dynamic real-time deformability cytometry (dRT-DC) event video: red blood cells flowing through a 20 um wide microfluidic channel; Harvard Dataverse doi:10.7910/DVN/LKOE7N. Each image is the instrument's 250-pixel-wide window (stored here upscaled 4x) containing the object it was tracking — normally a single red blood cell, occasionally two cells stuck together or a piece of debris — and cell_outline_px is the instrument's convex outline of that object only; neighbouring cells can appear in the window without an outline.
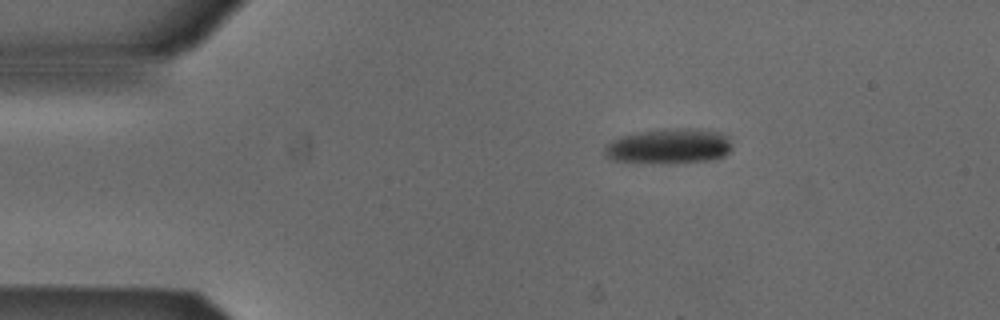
{"species": "Egyptian fruit bat (a non-hibernating species)", "species_latin": "Rousettus aegyptiacus", "temperature_condition": "cold", "stored_images_in_passage": 5, "camera_frame_rate_fps": 3000, "um_per_image_px": 0.085, "animal": {"sex": "male"}, "frame": {"image": 1, "passage_image": 1, "time_ms": 0.0, "image_size_px": [1000, 320], "cell_outline_px": [[732, 148], [724, 156], [708, 160], [660, 164], [616, 160], [604, 156], [604, 148], [612, 140], [620, 136], [640, 132], [664, 128], [700, 128], [720, 132], [728, 136], [732, 144]], "centroid_in_image_um": [56.89, 12.41], "position_along_channel_um": 28.1, "area_um2": 26.36}}
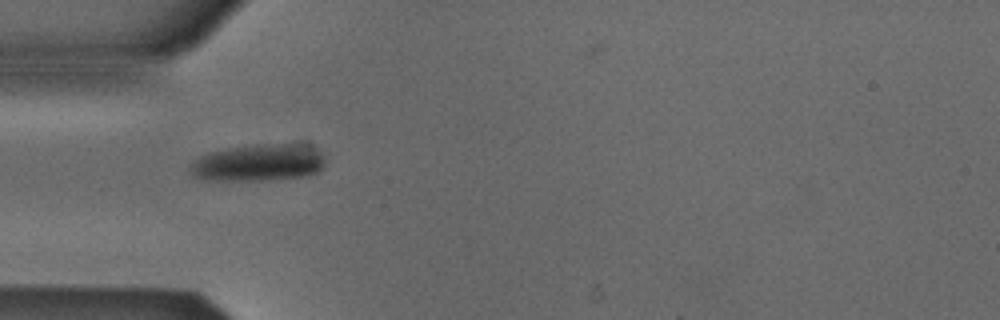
{"frame": {"image": 2, "passage_image": 3, "time_ms": 0.667, "image_size_px": [1000, 320], "cell_outline_px": [[324, 168], [320, 172], [308, 176], [260, 180], [208, 180], [196, 176], [192, 172], [192, 164], [200, 156], [208, 152], [228, 148], [260, 144], [312, 144], [324, 156]], "centroid_in_image_um": [22.08, 13.82], "position_along_channel_um": 62.9, "area_um2": 29.13}}
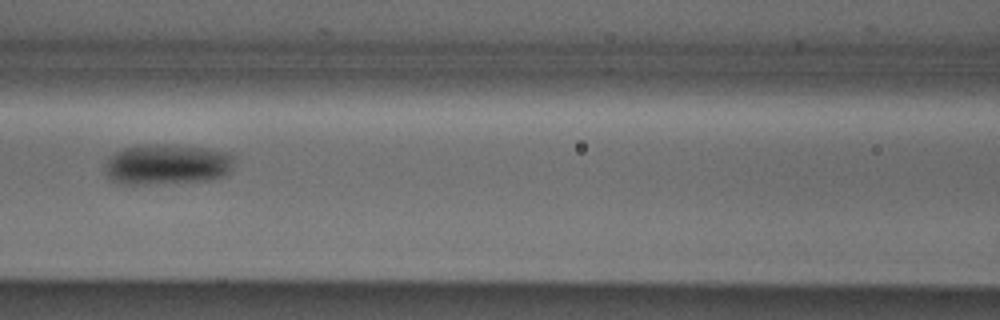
{"frame": {"image": 3, "passage_image": 5, "time_ms": 1.333, "image_size_px": [1000, 320], "cell_outline_px": [[236, 156], [232, 168], [224, 176], [212, 180], [144, 184], [120, 184], [112, 180], [104, 172], [104, 168], [108, 156], [124, 148], [136, 144], [168, 144], [208, 148], [232, 152]], "centroid_in_image_um": [14.22, 13.95], "position_along_channel_um": 152.4, "area_um2": 31.21}}